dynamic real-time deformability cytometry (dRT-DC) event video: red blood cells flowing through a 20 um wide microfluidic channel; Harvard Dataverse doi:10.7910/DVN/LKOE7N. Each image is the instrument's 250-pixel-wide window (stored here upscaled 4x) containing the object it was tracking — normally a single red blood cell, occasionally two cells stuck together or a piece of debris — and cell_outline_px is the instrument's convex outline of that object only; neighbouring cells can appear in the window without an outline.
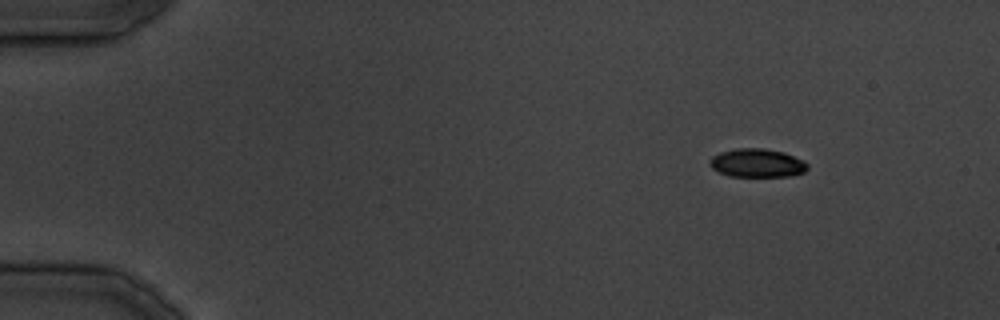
{"species": "common noctule bat (a hibernating species)", "species_latin": "Nyctalus noctula", "temperature_condition": "cold", "stored_images_in_passage": 12, "camera_frame_rate_fps": 3000, "um_per_image_px": 0.085, "animal": {"sex": "male", "body_mass_g": 19.5, "forearm_length_mm": 54.6}, "frame": {"image": 1, "passage_image": 1, "time_ms": 0.0, "image_size_px": [1000, 320], "cell_outline_px": [[808, 168], [804, 172], [792, 176], [728, 176], [712, 168], [708, 164], [708, 160], [712, 156], [720, 152], [736, 148], [764, 148], [784, 152], [808, 164]], "centroid_in_image_um": [64.31, 13.85], "position_along_channel_um": 20.7, "area_um2": 16.24}}